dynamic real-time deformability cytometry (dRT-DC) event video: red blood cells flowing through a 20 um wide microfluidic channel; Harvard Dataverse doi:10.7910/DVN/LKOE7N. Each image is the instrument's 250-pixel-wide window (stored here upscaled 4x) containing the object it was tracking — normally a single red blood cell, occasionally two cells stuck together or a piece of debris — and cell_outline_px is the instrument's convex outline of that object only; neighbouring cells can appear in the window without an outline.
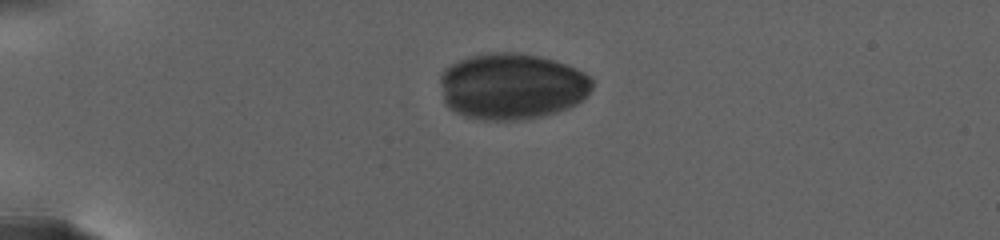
{"species": "human", "species_latin": "Homo sapiens", "temperature_condition": "warm", "stored_images_in_passage": 7, "camera_frame_rate_fps": 3000, "um_per_image_px": 0.085, "donor": {"sex": "female"}, "frame": {"image": 1, "passage_image": 1, "time_ms": 0.0, "image_size_px": [1000, 240], "cell_outline_px": [[592, 88], [576, 104], [568, 108], [544, 116], [520, 120], [476, 120], [464, 116], [448, 108], [444, 104], [440, 80], [440, 76], [444, 68], [468, 56], [488, 52], [512, 52], [540, 56], [556, 60], [584, 72], [592, 80]], "centroid_in_image_um": [43.47, 7.34], "position_along_channel_um": 41.5, "area_um2": 59.13}}
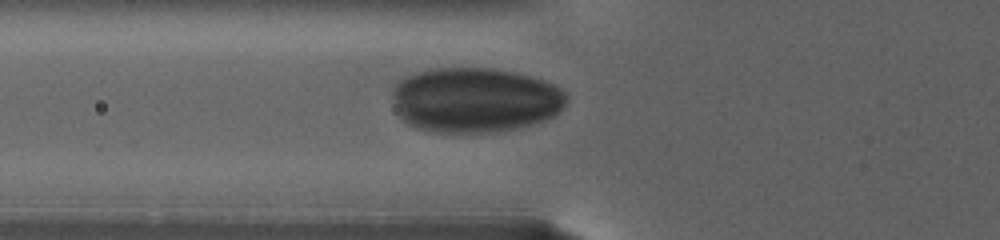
{"frame": {"image": 2, "passage_image": 5, "time_ms": 3.667, "image_size_px": [1000, 240], "cell_outline_px": [[568, 100], [552, 116], [544, 120], [520, 128], [496, 132], [432, 132], [416, 128], [408, 124], [400, 116], [396, 108], [392, 92], [396, 84], [400, 80], [416, 72], [428, 68], [492, 68], [516, 72], [532, 76], [544, 80], [560, 88], [568, 96]], "centroid_in_image_um": [40.38, 8.49], "position_along_channel_um": 85.4, "area_um2": 66.07}}
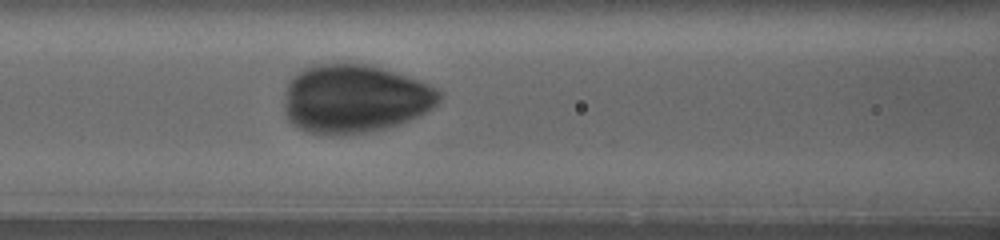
{"frame": {"image": 3, "passage_image": 7, "time_ms": 5.667, "image_size_px": [1000, 240], "cell_outline_px": [[440, 100], [432, 108], [420, 116], [400, 124], [368, 132], [344, 136], [324, 136], [296, 128], [288, 120], [284, 112], [284, 92], [288, 80], [292, 76], [304, 68], [312, 64], [364, 64], [380, 68], [428, 84], [436, 88], [440, 92]], "centroid_in_image_um": [30.08, 8.43], "position_along_channel_um": 136.5, "area_um2": 62.37}}